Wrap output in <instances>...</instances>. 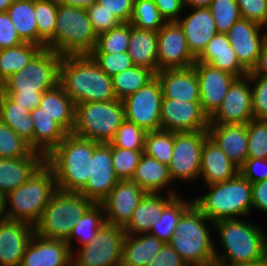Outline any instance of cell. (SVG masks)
Returning a JSON list of instances; mask_svg holds the SVG:
<instances>
[{
  "instance_id": "cell-1",
  "label": "cell",
  "mask_w": 267,
  "mask_h": 266,
  "mask_svg": "<svg viewBox=\"0 0 267 266\" xmlns=\"http://www.w3.org/2000/svg\"><path fill=\"white\" fill-rule=\"evenodd\" d=\"M253 220L245 217L214 223L215 264L258 265L267 260V230Z\"/></svg>"
},
{
  "instance_id": "cell-2",
  "label": "cell",
  "mask_w": 267,
  "mask_h": 266,
  "mask_svg": "<svg viewBox=\"0 0 267 266\" xmlns=\"http://www.w3.org/2000/svg\"><path fill=\"white\" fill-rule=\"evenodd\" d=\"M62 57L43 48L22 70L12 74L0 90L23 109L39 107L43 93L59 84Z\"/></svg>"
},
{
  "instance_id": "cell-3",
  "label": "cell",
  "mask_w": 267,
  "mask_h": 266,
  "mask_svg": "<svg viewBox=\"0 0 267 266\" xmlns=\"http://www.w3.org/2000/svg\"><path fill=\"white\" fill-rule=\"evenodd\" d=\"M59 84L75 105L117 99L111 77L89 54L63 56Z\"/></svg>"
},
{
  "instance_id": "cell-4",
  "label": "cell",
  "mask_w": 267,
  "mask_h": 266,
  "mask_svg": "<svg viewBox=\"0 0 267 266\" xmlns=\"http://www.w3.org/2000/svg\"><path fill=\"white\" fill-rule=\"evenodd\" d=\"M98 144L94 140L68 133L45 157V163L54 171L59 190L80 192L86 186L93 150Z\"/></svg>"
},
{
  "instance_id": "cell-5",
  "label": "cell",
  "mask_w": 267,
  "mask_h": 266,
  "mask_svg": "<svg viewBox=\"0 0 267 266\" xmlns=\"http://www.w3.org/2000/svg\"><path fill=\"white\" fill-rule=\"evenodd\" d=\"M214 222L194 204L180 217L169 244L188 266L215 264Z\"/></svg>"
},
{
  "instance_id": "cell-6",
  "label": "cell",
  "mask_w": 267,
  "mask_h": 266,
  "mask_svg": "<svg viewBox=\"0 0 267 266\" xmlns=\"http://www.w3.org/2000/svg\"><path fill=\"white\" fill-rule=\"evenodd\" d=\"M206 187V188H205ZM193 204L212 222L252 217V185L240 174L230 180L204 186Z\"/></svg>"
},
{
  "instance_id": "cell-7",
  "label": "cell",
  "mask_w": 267,
  "mask_h": 266,
  "mask_svg": "<svg viewBox=\"0 0 267 266\" xmlns=\"http://www.w3.org/2000/svg\"><path fill=\"white\" fill-rule=\"evenodd\" d=\"M57 190L54 171L44 163L24 184L5 196L6 219L35 226Z\"/></svg>"
},
{
  "instance_id": "cell-8",
  "label": "cell",
  "mask_w": 267,
  "mask_h": 266,
  "mask_svg": "<svg viewBox=\"0 0 267 266\" xmlns=\"http://www.w3.org/2000/svg\"><path fill=\"white\" fill-rule=\"evenodd\" d=\"M97 37L86 9L59 3L54 37L46 48L62 56L89 54Z\"/></svg>"
},
{
  "instance_id": "cell-9",
  "label": "cell",
  "mask_w": 267,
  "mask_h": 266,
  "mask_svg": "<svg viewBox=\"0 0 267 266\" xmlns=\"http://www.w3.org/2000/svg\"><path fill=\"white\" fill-rule=\"evenodd\" d=\"M94 203L79 192L57 190L34 226L37 235L66 241L76 224Z\"/></svg>"
},
{
  "instance_id": "cell-10",
  "label": "cell",
  "mask_w": 267,
  "mask_h": 266,
  "mask_svg": "<svg viewBox=\"0 0 267 266\" xmlns=\"http://www.w3.org/2000/svg\"><path fill=\"white\" fill-rule=\"evenodd\" d=\"M124 120L122 100L80 103L75 105L72 133L98 143H109Z\"/></svg>"
},
{
  "instance_id": "cell-11",
  "label": "cell",
  "mask_w": 267,
  "mask_h": 266,
  "mask_svg": "<svg viewBox=\"0 0 267 266\" xmlns=\"http://www.w3.org/2000/svg\"><path fill=\"white\" fill-rule=\"evenodd\" d=\"M208 131L174 132V147L168 165L172 180L176 185L199 182L202 149ZM197 181V182H196ZM183 182V183H182Z\"/></svg>"
},
{
  "instance_id": "cell-12",
  "label": "cell",
  "mask_w": 267,
  "mask_h": 266,
  "mask_svg": "<svg viewBox=\"0 0 267 266\" xmlns=\"http://www.w3.org/2000/svg\"><path fill=\"white\" fill-rule=\"evenodd\" d=\"M125 236L123 227L105 223L89 244L72 254V266H121Z\"/></svg>"
},
{
  "instance_id": "cell-13",
  "label": "cell",
  "mask_w": 267,
  "mask_h": 266,
  "mask_svg": "<svg viewBox=\"0 0 267 266\" xmlns=\"http://www.w3.org/2000/svg\"><path fill=\"white\" fill-rule=\"evenodd\" d=\"M162 98L161 83L155 76L144 87L122 100L125 119L146 132L160 130Z\"/></svg>"
},
{
  "instance_id": "cell-14",
  "label": "cell",
  "mask_w": 267,
  "mask_h": 266,
  "mask_svg": "<svg viewBox=\"0 0 267 266\" xmlns=\"http://www.w3.org/2000/svg\"><path fill=\"white\" fill-rule=\"evenodd\" d=\"M158 71L193 67L196 58L191 54L182 27L167 22L157 32Z\"/></svg>"
},
{
  "instance_id": "cell-15",
  "label": "cell",
  "mask_w": 267,
  "mask_h": 266,
  "mask_svg": "<svg viewBox=\"0 0 267 266\" xmlns=\"http://www.w3.org/2000/svg\"><path fill=\"white\" fill-rule=\"evenodd\" d=\"M119 180L113 167L112 147L109 143H99L93 150L87 184L79 193L100 204Z\"/></svg>"
},
{
  "instance_id": "cell-16",
  "label": "cell",
  "mask_w": 267,
  "mask_h": 266,
  "mask_svg": "<svg viewBox=\"0 0 267 266\" xmlns=\"http://www.w3.org/2000/svg\"><path fill=\"white\" fill-rule=\"evenodd\" d=\"M249 76L237 78L219 108L209 117L210 124H247L253 117Z\"/></svg>"
},
{
  "instance_id": "cell-17",
  "label": "cell",
  "mask_w": 267,
  "mask_h": 266,
  "mask_svg": "<svg viewBox=\"0 0 267 266\" xmlns=\"http://www.w3.org/2000/svg\"><path fill=\"white\" fill-rule=\"evenodd\" d=\"M210 121L200 102L162 98L161 129L171 132L207 131Z\"/></svg>"
},
{
  "instance_id": "cell-18",
  "label": "cell",
  "mask_w": 267,
  "mask_h": 266,
  "mask_svg": "<svg viewBox=\"0 0 267 266\" xmlns=\"http://www.w3.org/2000/svg\"><path fill=\"white\" fill-rule=\"evenodd\" d=\"M240 64L248 71L256 66L267 36L266 27L244 18L226 33Z\"/></svg>"
},
{
  "instance_id": "cell-19",
  "label": "cell",
  "mask_w": 267,
  "mask_h": 266,
  "mask_svg": "<svg viewBox=\"0 0 267 266\" xmlns=\"http://www.w3.org/2000/svg\"><path fill=\"white\" fill-rule=\"evenodd\" d=\"M146 194L147 192L135 182L119 180L100 203L106 223L124 227Z\"/></svg>"
},
{
  "instance_id": "cell-20",
  "label": "cell",
  "mask_w": 267,
  "mask_h": 266,
  "mask_svg": "<svg viewBox=\"0 0 267 266\" xmlns=\"http://www.w3.org/2000/svg\"><path fill=\"white\" fill-rule=\"evenodd\" d=\"M199 83L200 103L210 117L221 105L232 83L238 78L204 62H195Z\"/></svg>"
},
{
  "instance_id": "cell-21",
  "label": "cell",
  "mask_w": 267,
  "mask_h": 266,
  "mask_svg": "<svg viewBox=\"0 0 267 266\" xmlns=\"http://www.w3.org/2000/svg\"><path fill=\"white\" fill-rule=\"evenodd\" d=\"M177 22L184 31L191 54L196 59L203 53L209 41L218 33L208 7L185 8Z\"/></svg>"
},
{
  "instance_id": "cell-22",
  "label": "cell",
  "mask_w": 267,
  "mask_h": 266,
  "mask_svg": "<svg viewBox=\"0 0 267 266\" xmlns=\"http://www.w3.org/2000/svg\"><path fill=\"white\" fill-rule=\"evenodd\" d=\"M34 226L21 221L0 220V266H21Z\"/></svg>"
},
{
  "instance_id": "cell-23",
  "label": "cell",
  "mask_w": 267,
  "mask_h": 266,
  "mask_svg": "<svg viewBox=\"0 0 267 266\" xmlns=\"http://www.w3.org/2000/svg\"><path fill=\"white\" fill-rule=\"evenodd\" d=\"M21 266H72V252L66 241L33 234Z\"/></svg>"
},
{
  "instance_id": "cell-24",
  "label": "cell",
  "mask_w": 267,
  "mask_h": 266,
  "mask_svg": "<svg viewBox=\"0 0 267 266\" xmlns=\"http://www.w3.org/2000/svg\"><path fill=\"white\" fill-rule=\"evenodd\" d=\"M131 181L147 193H166L175 196L181 194L172 180L169 167L145 153L142 154Z\"/></svg>"
},
{
  "instance_id": "cell-25",
  "label": "cell",
  "mask_w": 267,
  "mask_h": 266,
  "mask_svg": "<svg viewBox=\"0 0 267 266\" xmlns=\"http://www.w3.org/2000/svg\"><path fill=\"white\" fill-rule=\"evenodd\" d=\"M156 77L161 83L163 98L200 102L198 76L194 67L161 70Z\"/></svg>"
},
{
  "instance_id": "cell-26",
  "label": "cell",
  "mask_w": 267,
  "mask_h": 266,
  "mask_svg": "<svg viewBox=\"0 0 267 266\" xmlns=\"http://www.w3.org/2000/svg\"><path fill=\"white\" fill-rule=\"evenodd\" d=\"M209 137L240 168L248 158L247 124H209Z\"/></svg>"
},
{
  "instance_id": "cell-27",
  "label": "cell",
  "mask_w": 267,
  "mask_h": 266,
  "mask_svg": "<svg viewBox=\"0 0 267 266\" xmlns=\"http://www.w3.org/2000/svg\"><path fill=\"white\" fill-rule=\"evenodd\" d=\"M239 174L234 165L220 147L208 137L202 149L199 180L207 186L233 179Z\"/></svg>"
},
{
  "instance_id": "cell-28",
  "label": "cell",
  "mask_w": 267,
  "mask_h": 266,
  "mask_svg": "<svg viewBox=\"0 0 267 266\" xmlns=\"http://www.w3.org/2000/svg\"><path fill=\"white\" fill-rule=\"evenodd\" d=\"M44 163L45 157L36 151L27 157L0 158V192L6 196L17 189Z\"/></svg>"
},
{
  "instance_id": "cell-29",
  "label": "cell",
  "mask_w": 267,
  "mask_h": 266,
  "mask_svg": "<svg viewBox=\"0 0 267 266\" xmlns=\"http://www.w3.org/2000/svg\"><path fill=\"white\" fill-rule=\"evenodd\" d=\"M196 62H204L211 66L229 72L241 78L248 75V71L240 64L226 33H217L207 44Z\"/></svg>"
},
{
  "instance_id": "cell-30",
  "label": "cell",
  "mask_w": 267,
  "mask_h": 266,
  "mask_svg": "<svg viewBox=\"0 0 267 266\" xmlns=\"http://www.w3.org/2000/svg\"><path fill=\"white\" fill-rule=\"evenodd\" d=\"M174 196L166 193H147L133 212L129 222L123 227L126 234L148 233L152 225L159 221L163 207Z\"/></svg>"
},
{
  "instance_id": "cell-31",
  "label": "cell",
  "mask_w": 267,
  "mask_h": 266,
  "mask_svg": "<svg viewBox=\"0 0 267 266\" xmlns=\"http://www.w3.org/2000/svg\"><path fill=\"white\" fill-rule=\"evenodd\" d=\"M34 128V151L47 157L68 132L54 119L48 116L40 107L31 111Z\"/></svg>"
},
{
  "instance_id": "cell-32",
  "label": "cell",
  "mask_w": 267,
  "mask_h": 266,
  "mask_svg": "<svg viewBox=\"0 0 267 266\" xmlns=\"http://www.w3.org/2000/svg\"><path fill=\"white\" fill-rule=\"evenodd\" d=\"M163 245L161 240L148 233L126 234L121 266H147Z\"/></svg>"
},
{
  "instance_id": "cell-33",
  "label": "cell",
  "mask_w": 267,
  "mask_h": 266,
  "mask_svg": "<svg viewBox=\"0 0 267 266\" xmlns=\"http://www.w3.org/2000/svg\"><path fill=\"white\" fill-rule=\"evenodd\" d=\"M128 54L134 65L158 72L157 32L137 29L130 24Z\"/></svg>"
},
{
  "instance_id": "cell-34",
  "label": "cell",
  "mask_w": 267,
  "mask_h": 266,
  "mask_svg": "<svg viewBox=\"0 0 267 266\" xmlns=\"http://www.w3.org/2000/svg\"><path fill=\"white\" fill-rule=\"evenodd\" d=\"M39 107L68 133H72L75 124V103L60 84L43 93Z\"/></svg>"
},
{
  "instance_id": "cell-35",
  "label": "cell",
  "mask_w": 267,
  "mask_h": 266,
  "mask_svg": "<svg viewBox=\"0 0 267 266\" xmlns=\"http://www.w3.org/2000/svg\"><path fill=\"white\" fill-rule=\"evenodd\" d=\"M0 121L8 125L34 150V128L30 110L23 109L0 90Z\"/></svg>"
},
{
  "instance_id": "cell-36",
  "label": "cell",
  "mask_w": 267,
  "mask_h": 266,
  "mask_svg": "<svg viewBox=\"0 0 267 266\" xmlns=\"http://www.w3.org/2000/svg\"><path fill=\"white\" fill-rule=\"evenodd\" d=\"M105 223L106 220L102 205L93 204L86 213L77 220L66 240L71 248L72 254L80 247L89 244Z\"/></svg>"
},
{
  "instance_id": "cell-37",
  "label": "cell",
  "mask_w": 267,
  "mask_h": 266,
  "mask_svg": "<svg viewBox=\"0 0 267 266\" xmlns=\"http://www.w3.org/2000/svg\"><path fill=\"white\" fill-rule=\"evenodd\" d=\"M193 204V199H188L180 194L174 196L164 207L162 215L156 224H153L148 234L157 237L163 243H169L174 235L175 228L181 215Z\"/></svg>"
},
{
  "instance_id": "cell-38",
  "label": "cell",
  "mask_w": 267,
  "mask_h": 266,
  "mask_svg": "<svg viewBox=\"0 0 267 266\" xmlns=\"http://www.w3.org/2000/svg\"><path fill=\"white\" fill-rule=\"evenodd\" d=\"M7 13L24 42L38 45V29L35 19V0H15Z\"/></svg>"
},
{
  "instance_id": "cell-39",
  "label": "cell",
  "mask_w": 267,
  "mask_h": 266,
  "mask_svg": "<svg viewBox=\"0 0 267 266\" xmlns=\"http://www.w3.org/2000/svg\"><path fill=\"white\" fill-rule=\"evenodd\" d=\"M43 49L24 42L19 46L0 50V86L14 73L22 70Z\"/></svg>"
},
{
  "instance_id": "cell-40",
  "label": "cell",
  "mask_w": 267,
  "mask_h": 266,
  "mask_svg": "<svg viewBox=\"0 0 267 266\" xmlns=\"http://www.w3.org/2000/svg\"><path fill=\"white\" fill-rule=\"evenodd\" d=\"M155 76L156 74L152 70L136 65L112 76V85L116 98L124 100L127 96L148 84Z\"/></svg>"
},
{
  "instance_id": "cell-41",
  "label": "cell",
  "mask_w": 267,
  "mask_h": 266,
  "mask_svg": "<svg viewBox=\"0 0 267 266\" xmlns=\"http://www.w3.org/2000/svg\"><path fill=\"white\" fill-rule=\"evenodd\" d=\"M58 4V0H35L38 45L43 48H46V45L54 37Z\"/></svg>"
},
{
  "instance_id": "cell-42",
  "label": "cell",
  "mask_w": 267,
  "mask_h": 266,
  "mask_svg": "<svg viewBox=\"0 0 267 266\" xmlns=\"http://www.w3.org/2000/svg\"><path fill=\"white\" fill-rule=\"evenodd\" d=\"M129 23L137 29L158 32L167 22L152 0H134Z\"/></svg>"
},
{
  "instance_id": "cell-43",
  "label": "cell",
  "mask_w": 267,
  "mask_h": 266,
  "mask_svg": "<svg viewBox=\"0 0 267 266\" xmlns=\"http://www.w3.org/2000/svg\"><path fill=\"white\" fill-rule=\"evenodd\" d=\"M173 147L174 132L160 129L146 133L143 153L168 166L172 158Z\"/></svg>"
},
{
  "instance_id": "cell-44",
  "label": "cell",
  "mask_w": 267,
  "mask_h": 266,
  "mask_svg": "<svg viewBox=\"0 0 267 266\" xmlns=\"http://www.w3.org/2000/svg\"><path fill=\"white\" fill-rule=\"evenodd\" d=\"M130 40V23H121L110 31L97 37L96 47L90 53L128 52Z\"/></svg>"
},
{
  "instance_id": "cell-45",
  "label": "cell",
  "mask_w": 267,
  "mask_h": 266,
  "mask_svg": "<svg viewBox=\"0 0 267 266\" xmlns=\"http://www.w3.org/2000/svg\"><path fill=\"white\" fill-rule=\"evenodd\" d=\"M34 150L30 144L0 121V158H20L30 156Z\"/></svg>"
},
{
  "instance_id": "cell-46",
  "label": "cell",
  "mask_w": 267,
  "mask_h": 266,
  "mask_svg": "<svg viewBox=\"0 0 267 266\" xmlns=\"http://www.w3.org/2000/svg\"><path fill=\"white\" fill-rule=\"evenodd\" d=\"M208 8L212 13L218 33H227L242 18L236 0H212Z\"/></svg>"
},
{
  "instance_id": "cell-47",
  "label": "cell",
  "mask_w": 267,
  "mask_h": 266,
  "mask_svg": "<svg viewBox=\"0 0 267 266\" xmlns=\"http://www.w3.org/2000/svg\"><path fill=\"white\" fill-rule=\"evenodd\" d=\"M146 133L144 129L125 119L109 144L111 147L144 150Z\"/></svg>"
},
{
  "instance_id": "cell-48",
  "label": "cell",
  "mask_w": 267,
  "mask_h": 266,
  "mask_svg": "<svg viewBox=\"0 0 267 266\" xmlns=\"http://www.w3.org/2000/svg\"><path fill=\"white\" fill-rule=\"evenodd\" d=\"M248 158L267 159V120L251 119L247 123Z\"/></svg>"
},
{
  "instance_id": "cell-49",
  "label": "cell",
  "mask_w": 267,
  "mask_h": 266,
  "mask_svg": "<svg viewBox=\"0 0 267 266\" xmlns=\"http://www.w3.org/2000/svg\"><path fill=\"white\" fill-rule=\"evenodd\" d=\"M144 150L112 147L113 167L120 180H131Z\"/></svg>"
},
{
  "instance_id": "cell-50",
  "label": "cell",
  "mask_w": 267,
  "mask_h": 266,
  "mask_svg": "<svg viewBox=\"0 0 267 266\" xmlns=\"http://www.w3.org/2000/svg\"><path fill=\"white\" fill-rule=\"evenodd\" d=\"M95 63L110 77L134 66L128 52L122 53H89Z\"/></svg>"
},
{
  "instance_id": "cell-51",
  "label": "cell",
  "mask_w": 267,
  "mask_h": 266,
  "mask_svg": "<svg viewBox=\"0 0 267 266\" xmlns=\"http://www.w3.org/2000/svg\"><path fill=\"white\" fill-rule=\"evenodd\" d=\"M252 89V111L254 119L267 120V76L248 74Z\"/></svg>"
},
{
  "instance_id": "cell-52",
  "label": "cell",
  "mask_w": 267,
  "mask_h": 266,
  "mask_svg": "<svg viewBox=\"0 0 267 266\" xmlns=\"http://www.w3.org/2000/svg\"><path fill=\"white\" fill-rule=\"evenodd\" d=\"M89 21L96 35L112 30L121 24L112 12L105 9L104 5L93 4L86 9Z\"/></svg>"
},
{
  "instance_id": "cell-53",
  "label": "cell",
  "mask_w": 267,
  "mask_h": 266,
  "mask_svg": "<svg viewBox=\"0 0 267 266\" xmlns=\"http://www.w3.org/2000/svg\"><path fill=\"white\" fill-rule=\"evenodd\" d=\"M241 16L267 28V0H236Z\"/></svg>"
},
{
  "instance_id": "cell-54",
  "label": "cell",
  "mask_w": 267,
  "mask_h": 266,
  "mask_svg": "<svg viewBox=\"0 0 267 266\" xmlns=\"http://www.w3.org/2000/svg\"><path fill=\"white\" fill-rule=\"evenodd\" d=\"M239 174L251 184L267 179V159L247 158L239 168Z\"/></svg>"
},
{
  "instance_id": "cell-55",
  "label": "cell",
  "mask_w": 267,
  "mask_h": 266,
  "mask_svg": "<svg viewBox=\"0 0 267 266\" xmlns=\"http://www.w3.org/2000/svg\"><path fill=\"white\" fill-rule=\"evenodd\" d=\"M24 41L18 35L7 12L0 13V50L21 45Z\"/></svg>"
},
{
  "instance_id": "cell-56",
  "label": "cell",
  "mask_w": 267,
  "mask_h": 266,
  "mask_svg": "<svg viewBox=\"0 0 267 266\" xmlns=\"http://www.w3.org/2000/svg\"><path fill=\"white\" fill-rule=\"evenodd\" d=\"M105 9L112 12L121 23H129L134 0H97Z\"/></svg>"
},
{
  "instance_id": "cell-57",
  "label": "cell",
  "mask_w": 267,
  "mask_h": 266,
  "mask_svg": "<svg viewBox=\"0 0 267 266\" xmlns=\"http://www.w3.org/2000/svg\"><path fill=\"white\" fill-rule=\"evenodd\" d=\"M166 22H177L185 11L184 0H152Z\"/></svg>"
},
{
  "instance_id": "cell-58",
  "label": "cell",
  "mask_w": 267,
  "mask_h": 266,
  "mask_svg": "<svg viewBox=\"0 0 267 266\" xmlns=\"http://www.w3.org/2000/svg\"><path fill=\"white\" fill-rule=\"evenodd\" d=\"M147 266H188L169 243H164Z\"/></svg>"
},
{
  "instance_id": "cell-59",
  "label": "cell",
  "mask_w": 267,
  "mask_h": 266,
  "mask_svg": "<svg viewBox=\"0 0 267 266\" xmlns=\"http://www.w3.org/2000/svg\"><path fill=\"white\" fill-rule=\"evenodd\" d=\"M252 185V204H253V214L255 209L259 213H265L267 215V179Z\"/></svg>"
},
{
  "instance_id": "cell-60",
  "label": "cell",
  "mask_w": 267,
  "mask_h": 266,
  "mask_svg": "<svg viewBox=\"0 0 267 266\" xmlns=\"http://www.w3.org/2000/svg\"><path fill=\"white\" fill-rule=\"evenodd\" d=\"M248 74H256L259 76H267V36L261 48V54L259 56L256 66Z\"/></svg>"
},
{
  "instance_id": "cell-61",
  "label": "cell",
  "mask_w": 267,
  "mask_h": 266,
  "mask_svg": "<svg viewBox=\"0 0 267 266\" xmlns=\"http://www.w3.org/2000/svg\"><path fill=\"white\" fill-rule=\"evenodd\" d=\"M59 3L87 9L97 2V0H58Z\"/></svg>"
},
{
  "instance_id": "cell-62",
  "label": "cell",
  "mask_w": 267,
  "mask_h": 266,
  "mask_svg": "<svg viewBox=\"0 0 267 266\" xmlns=\"http://www.w3.org/2000/svg\"><path fill=\"white\" fill-rule=\"evenodd\" d=\"M212 0H184L185 8L209 7Z\"/></svg>"
},
{
  "instance_id": "cell-63",
  "label": "cell",
  "mask_w": 267,
  "mask_h": 266,
  "mask_svg": "<svg viewBox=\"0 0 267 266\" xmlns=\"http://www.w3.org/2000/svg\"><path fill=\"white\" fill-rule=\"evenodd\" d=\"M6 219L5 195L0 192V220Z\"/></svg>"
},
{
  "instance_id": "cell-64",
  "label": "cell",
  "mask_w": 267,
  "mask_h": 266,
  "mask_svg": "<svg viewBox=\"0 0 267 266\" xmlns=\"http://www.w3.org/2000/svg\"><path fill=\"white\" fill-rule=\"evenodd\" d=\"M14 1L15 0H0V13L7 12Z\"/></svg>"
},
{
  "instance_id": "cell-65",
  "label": "cell",
  "mask_w": 267,
  "mask_h": 266,
  "mask_svg": "<svg viewBox=\"0 0 267 266\" xmlns=\"http://www.w3.org/2000/svg\"><path fill=\"white\" fill-rule=\"evenodd\" d=\"M213 266H252V265H227V264H214Z\"/></svg>"
},
{
  "instance_id": "cell-66",
  "label": "cell",
  "mask_w": 267,
  "mask_h": 266,
  "mask_svg": "<svg viewBox=\"0 0 267 266\" xmlns=\"http://www.w3.org/2000/svg\"><path fill=\"white\" fill-rule=\"evenodd\" d=\"M252 266H267V260L261 264H258V265H252Z\"/></svg>"
}]
</instances>
